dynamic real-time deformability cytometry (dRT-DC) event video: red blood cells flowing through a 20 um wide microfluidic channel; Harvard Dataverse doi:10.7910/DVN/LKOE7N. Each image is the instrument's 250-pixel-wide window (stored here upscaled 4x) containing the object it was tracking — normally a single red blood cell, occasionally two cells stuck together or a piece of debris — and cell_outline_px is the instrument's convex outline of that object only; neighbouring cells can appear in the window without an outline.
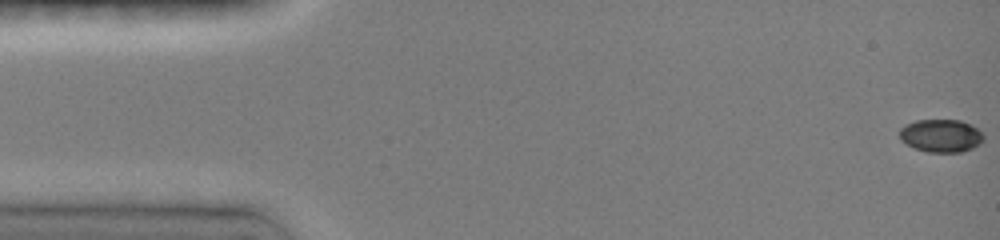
{"species": "common noctule bat (a hibernating species)", "species_latin": "Nyctalus noctula", "temperature_condition": "room temperature", "stored_images_in_passage": 37, "camera_frame_rate_fps": 3000, "um_per_image_px": 0.085, "animal": {"sex": "female", "body_mass_g": 19.0, "forearm_length_mm": 51.5}, "frame": {"image": 1, "passage_image": 1, "time_ms": 0.0, "image_size_px": [1000, 240], "cell_outline_px": [[984, 140], [972, 148], [960, 152], [928, 152], [916, 148], [900, 140], [900, 128], [916, 120], [960, 120], [976, 128], [984, 136]], "centroid_in_image_um": [79.98, 11.53], "position_along_channel_um": 5.0, "area_um2": 15.84}}
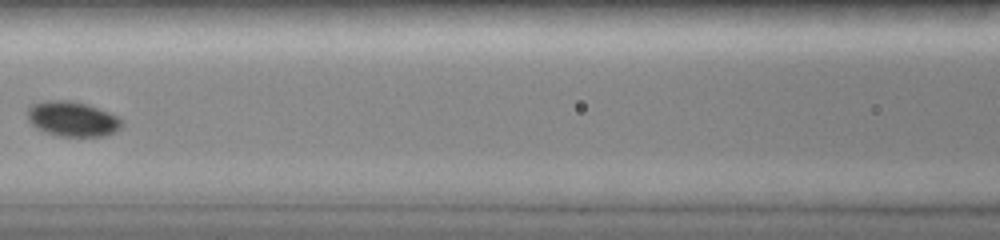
{"frame": {"image": 2, "passage_image": 13, "time_ms": 7.0, "image_size_px": [1000, 240], "cell_outline_px": [[124, 120], [120, 128], [116, 132], [104, 136], [56, 136], [44, 132], [36, 128], [28, 120], [28, 108], [32, 104], [40, 100], [72, 100], [88, 104], [108, 112]], "centroid_in_image_um": [6.14, 10.1], "position_along_channel_um": 160.5, "area_um2": 19.54}}
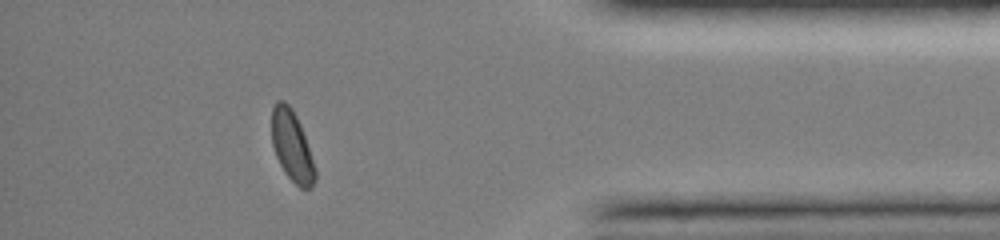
{"frame": {"image": 3, "passage_image": 34, "time_ms": 13.667, "image_size_px": [1000, 240], "cell_outline_px": [[316, 180], [312, 188], [300, 188], [284, 172], [276, 156], [272, 144], [272, 108], [276, 100], [284, 100], [292, 108], [300, 124], [316, 168]], "centroid_in_image_um": [24.82, 12.42], "position_along_channel_um": 410.4, "area_um2": 17.86}, "authors_computed_cell_mechanics": {"area_um2": 17.8602, "velocity_mm_per_s": 4.0874, "shape_relaxation_time_tau1_ms": 1.8699, "shape_relaxation_time_tau2_ms": null, "deformation_change_tau1": 0.0982, "deformation_change_tau2": null}}